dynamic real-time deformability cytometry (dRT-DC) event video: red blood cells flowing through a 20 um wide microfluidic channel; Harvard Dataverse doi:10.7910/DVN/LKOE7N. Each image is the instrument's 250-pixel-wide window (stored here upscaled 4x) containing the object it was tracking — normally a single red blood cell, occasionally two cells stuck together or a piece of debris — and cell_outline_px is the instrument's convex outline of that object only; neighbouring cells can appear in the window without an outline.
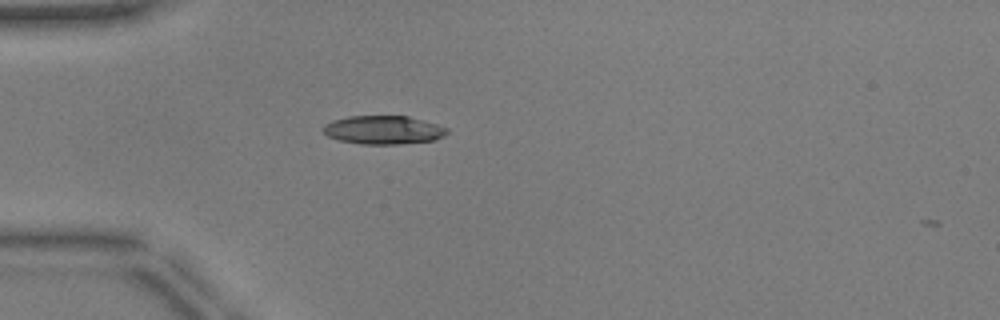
{"species": "common noctule bat (a hibernating species)", "species_latin": "Nyctalus noctula", "temperature_condition": "warm", "stored_images_in_passage": 3, "camera_frame_rate_fps": 3000, "um_per_image_px": 0.085, "animal": {"sex": "male", "body_mass_g": 17.9, "forearm_length_mm": 54.2}, "frame": {"image": 1, "passage_image": 2, "time_ms": 0.333, "image_size_px": [1000, 320], "cell_outline_px": [[448, 132], [444, 136], [432, 140], [400, 144], [360, 144], [340, 140], [328, 136], [324, 132], [324, 124], [332, 120], [348, 116], [408, 116], [436, 124], [448, 128]], "centroid_in_image_um": [32.58, 11.04], "position_along_channel_um": 52.4, "area_um2": 20.46}}